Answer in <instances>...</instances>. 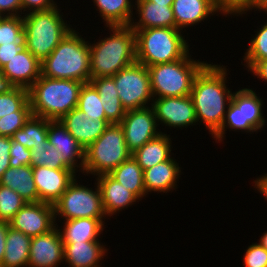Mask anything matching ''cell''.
Returning a JSON list of instances; mask_svg holds the SVG:
<instances>
[{
	"instance_id": "obj_29",
	"label": "cell",
	"mask_w": 267,
	"mask_h": 267,
	"mask_svg": "<svg viewBox=\"0 0 267 267\" xmlns=\"http://www.w3.org/2000/svg\"><path fill=\"white\" fill-rule=\"evenodd\" d=\"M31 237L9 227L5 254L0 267H28Z\"/></svg>"
},
{
	"instance_id": "obj_16",
	"label": "cell",
	"mask_w": 267,
	"mask_h": 267,
	"mask_svg": "<svg viewBox=\"0 0 267 267\" xmlns=\"http://www.w3.org/2000/svg\"><path fill=\"white\" fill-rule=\"evenodd\" d=\"M60 121L84 150L111 124L106 116L87 115L77 107L64 115Z\"/></svg>"
},
{
	"instance_id": "obj_17",
	"label": "cell",
	"mask_w": 267,
	"mask_h": 267,
	"mask_svg": "<svg viewBox=\"0 0 267 267\" xmlns=\"http://www.w3.org/2000/svg\"><path fill=\"white\" fill-rule=\"evenodd\" d=\"M47 139L58 153L62 152V162L68 169L83 172L85 150L60 120H48Z\"/></svg>"
},
{
	"instance_id": "obj_22",
	"label": "cell",
	"mask_w": 267,
	"mask_h": 267,
	"mask_svg": "<svg viewBox=\"0 0 267 267\" xmlns=\"http://www.w3.org/2000/svg\"><path fill=\"white\" fill-rule=\"evenodd\" d=\"M135 14L138 18L130 23V27L136 31L147 28H176L172 6H165L144 0H135ZM138 20V21H136Z\"/></svg>"
},
{
	"instance_id": "obj_53",
	"label": "cell",
	"mask_w": 267,
	"mask_h": 267,
	"mask_svg": "<svg viewBox=\"0 0 267 267\" xmlns=\"http://www.w3.org/2000/svg\"><path fill=\"white\" fill-rule=\"evenodd\" d=\"M259 240V243L267 250V231L262 234Z\"/></svg>"
},
{
	"instance_id": "obj_19",
	"label": "cell",
	"mask_w": 267,
	"mask_h": 267,
	"mask_svg": "<svg viewBox=\"0 0 267 267\" xmlns=\"http://www.w3.org/2000/svg\"><path fill=\"white\" fill-rule=\"evenodd\" d=\"M1 70L15 87L29 89L41 75V62L24 47Z\"/></svg>"
},
{
	"instance_id": "obj_15",
	"label": "cell",
	"mask_w": 267,
	"mask_h": 267,
	"mask_svg": "<svg viewBox=\"0 0 267 267\" xmlns=\"http://www.w3.org/2000/svg\"><path fill=\"white\" fill-rule=\"evenodd\" d=\"M76 175L70 169L33 167V180L36 184L39 202L54 205L77 177Z\"/></svg>"
},
{
	"instance_id": "obj_48",
	"label": "cell",
	"mask_w": 267,
	"mask_h": 267,
	"mask_svg": "<svg viewBox=\"0 0 267 267\" xmlns=\"http://www.w3.org/2000/svg\"><path fill=\"white\" fill-rule=\"evenodd\" d=\"M10 227V222L0 221V266L5 254L7 231Z\"/></svg>"
},
{
	"instance_id": "obj_2",
	"label": "cell",
	"mask_w": 267,
	"mask_h": 267,
	"mask_svg": "<svg viewBox=\"0 0 267 267\" xmlns=\"http://www.w3.org/2000/svg\"><path fill=\"white\" fill-rule=\"evenodd\" d=\"M108 37L90 43V74L92 78L114 76L136 62V36L130 26H106Z\"/></svg>"
},
{
	"instance_id": "obj_32",
	"label": "cell",
	"mask_w": 267,
	"mask_h": 267,
	"mask_svg": "<svg viewBox=\"0 0 267 267\" xmlns=\"http://www.w3.org/2000/svg\"><path fill=\"white\" fill-rule=\"evenodd\" d=\"M47 134L48 119L31 115L22 129L11 136V140L31 150L33 147L46 146Z\"/></svg>"
},
{
	"instance_id": "obj_14",
	"label": "cell",
	"mask_w": 267,
	"mask_h": 267,
	"mask_svg": "<svg viewBox=\"0 0 267 267\" xmlns=\"http://www.w3.org/2000/svg\"><path fill=\"white\" fill-rule=\"evenodd\" d=\"M56 222L53 205L26 203L10 221V227L32 238L49 232L57 225Z\"/></svg>"
},
{
	"instance_id": "obj_6",
	"label": "cell",
	"mask_w": 267,
	"mask_h": 267,
	"mask_svg": "<svg viewBox=\"0 0 267 267\" xmlns=\"http://www.w3.org/2000/svg\"><path fill=\"white\" fill-rule=\"evenodd\" d=\"M183 34L177 28L136 30V61L150 67L184 58L190 46Z\"/></svg>"
},
{
	"instance_id": "obj_47",
	"label": "cell",
	"mask_w": 267,
	"mask_h": 267,
	"mask_svg": "<svg viewBox=\"0 0 267 267\" xmlns=\"http://www.w3.org/2000/svg\"><path fill=\"white\" fill-rule=\"evenodd\" d=\"M248 72L253 73L260 80L267 82V59L257 61Z\"/></svg>"
},
{
	"instance_id": "obj_4",
	"label": "cell",
	"mask_w": 267,
	"mask_h": 267,
	"mask_svg": "<svg viewBox=\"0 0 267 267\" xmlns=\"http://www.w3.org/2000/svg\"><path fill=\"white\" fill-rule=\"evenodd\" d=\"M83 82L54 79L40 75L28 89L32 115L48 120H60L78 106Z\"/></svg>"
},
{
	"instance_id": "obj_28",
	"label": "cell",
	"mask_w": 267,
	"mask_h": 267,
	"mask_svg": "<svg viewBox=\"0 0 267 267\" xmlns=\"http://www.w3.org/2000/svg\"><path fill=\"white\" fill-rule=\"evenodd\" d=\"M90 82L99 92L106 119L111 124L120 123L125 116L126 110L123 108L122 102L119 99L113 77L92 78Z\"/></svg>"
},
{
	"instance_id": "obj_11",
	"label": "cell",
	"mask_w": 267,
	"mask_h": 267,
	"mask_svg": "<svg viewBox=\"0 0 267 267\" xmlns=\"http://www.w3.org/2000/svg\"><path fill=\"white\" fill-rule=\"evenodd\" d=\"M112 77L126 111L146 108L152 104L154 97L149 71L145 65L136 61Z\"/></svg>"
},
{
	"instance_id": "obj_39",
	"label": "cell",
	"mask_w": 267,
	"mask_h": 267,
	"mask_svg": "<svg viewBox=\"0 0 267 267\" xmlns=\"http://www.w3.org/2000/svg\"><path fill=\"white\" fill-rule=\"evenodd\" d=\"M32 112H15V115H5L0 118V136L11 137L22 129Z\"/></svg>"
},
{
	"instance_id": "obj_41",
	"label": "cell",
	"mask_w": 267,
	"mask_h": 267,
	"mask_svg": "<svg viewBox=\"0 0 267 267\" xmlns=\"http://www.w3.org/2000/svg\"><path fill=\"white\" fill-rule=\"evenodd\" d=\"M245 251V267H267V250L259 242L252 243Z\"/></svg>"
},
{
	"instance_id": "obj_37",
	"label": "cell",
	"mask_w": 267,
	"mask_h": 267,
	"mask_svg": "<svg viewBox=\"0 0 267 267\" xmlns=\"http://www.w3.org/2000/svg\"><path fill=\"white\" fill-rule=\"evenodd\" d=\"M26 203L17 192L0 185V221L10 222Z\"/></svg>"
},
{
	"instance_id": "obj_18",
	"label": "cell",
	"mask_w": 267,
	"mask_h": 267,
	"mask_svg": "<svg viewBox=\"0 0 267 267\" xmlns=\"http://www.w3.org/2000/svg\"><path fill=\"white\" fill-rule=\"evenodd\" d=\"M64 244L56 225L47 233L31 238L28 267H58L64 262Z\"/></svg>"
},
{
	"instance_id": "obj_9",
	"label": "cell",
	"mask_w": 267,
	"mask_h": 267,
	"mask_svg": "<svg viewBox=\"0 0 267 267\" xmlns=\"http://www.w3.org/2000/svg\"><path fill=\"white\" fill-rule=\"evenodd\" d=\"M263 101L252 88H242L233 92L221 128L212 136L215 142L220 143L224 140L227 128L250 134H257L262 130L267 125V119L264 118L266 116H263L262 111L265 103Z\"/></svg>"
},
{
	"instance_id": "obj_21",
	"label": "cell",
	"mask_w": 267,
	"mask_h": 267,
	"mask_svg": "<svg viewBox=\"0 0 267 267\" xmlns=\"http://www.w3.org/2000/svg\"><path fill=\"white\" fill-rule=\"evenodd\" d=\"M170 159L145 169L143 172L146 195L152 192L169 193L177 189L178 178L181 177V168L176 159Z\"/></svg>"
},
{
	"instance_id": "obj_7",
	"label": "cell",
	"mask_w": 267,
	"mask_h": 267,
	"mask_svg": "<svg viewBox=\"0 0 267 267\" xmlns=\"http://www.w3.org/2000/svg\"><path fill=\"white\" fill-rule=\"evenodd\" d=\"M191 57L188 53L177 61L147 67L154 98L181 97L191 94L196 75L207 64Z\"/></svg>"
},
{
	"instance_id": "obj_43",
	"label": "cell",
	"mask_w": 267,
	"mask_h": 267,
	"mask_svg": "<svg viewBox=\"0 0 267 267\" xmlns=\"http://www.w3.org/2000/svg\"><path fill=\"white\" fill-rule=\"evenodd\" d=\"M54 0H21L22 14L33 11H46L58 6Z\"/></svg>"
},
{
	"instance_id": "obj_23",
	"label": "cell",
	"mask_w": 267,
	"mask_h": 267,
	"mask_svg": "<svg viewBox=\"0 0 267 267\" xmlns=\"http://www.w3.org/2000/svg\"><path fill=\"white\" fill-rule=\"evenodd\" d=\"M172 10L176 28L182 31L185 27L197 25L207 21L210 16L220 14L212 0H174Z\"/></svg>"
},
{
	"instance_id": "obj_36",
	"label": "cell",
	"mask_w": 267,
	"mask_h": 267,
	"mask_svg": "<svg viewBox=\"0 0 267 267\" xmlns=\"http://www.w3.org/2000/svg\"><path fill=\"white\" fill-rule=\"evenodd\" d=\"M77 108L87 115L105 116L99 92L91 82L83 83L79 92Z\"/></svg>"
},
{
	"instance_id": "obj_50",
	"label": "cell",
	"mask_w": 267,
	"mask_h": 267,
	"mask_svg": "<svg viewBox=\"0 0 267 267\" xmlns=\"http://www.w3.org/2000/svg\"><path fill=\"white\" fill-rule=\"evenodd\" d=\"M259 11V13L262 11L267 14V0H252L249 6V12L252 11Z\"/></svg>"
},
{
	"instance_id": "obj_45",
	"label": "cell",
	"mask_w": 267,
	"mask_h": 267,
	"mask_svg": "<svg viewBox=\"0 0 267 267\" xmlns=\"http://www.w3.org/2000/svg\"><path fill=\"white\" fill-rule=\"evenodd\" d=\"M11 144V137L0 136V178L10 167L9 160Z\"/></svg>"
},
{
	"instance_id": "obj_40",
	"label": "cell",
	"mask_w": 267,
	"mask_h": 267,
	"mask_svg": "<svg viewBox=\"0 0 267 267\" xmlns=\"http://www.w3.org/2000/svg\"><path fill=\"white\" fill-rule=\"evenodd\" d=\"M215 9L225 17L242 16L249 12V6L252 0H212Z\"/></svg>"
},
{
	"instance_id": "obj_5",
	"label": "cell",
	"mask_w": 267,
	"mask_h": 267,
	"mask_svg": "<svg viewBox=\"0 0 267 267\" xmlns=\"http://www.w3.org/2000/svg\"><path fill=\"white\" fill-rule=\"evenodd\" d=\"M58 6L46 11H33L23 15L24 46L43 62L64 37L72 25L63 19ZM65 20V21H64Z\"/></svg>"
},
{
	"instance_id": "obj_3",
	"label": "cell",
	"mask_w": 267,
	"mask_h": 267,
	"mask_svg": "<svg viewBox=\"0 0 267 267\" xmlns=\"http://www.w3.org/2000/svg\"><path fill=\"white\" fill-rule=\"evenodd\" d=\"M41 75L54 79L90 82L89 41H86L77 30L70 31L41 62Z\"/></svg>"
},
{
	"instance_id": "obj_46",
	"label": "cell",
	"mask_w": 267,
	"mask_h": 267,
	"mask_svg": "<svg viewBox=\"0 0 267 267\" xmlns=\"http://www.w3.org/2000/svg\"><path fill=\"white\" fill-rule=\"evenodd\" d=\"M21 0H0V17L21 16Z\"/></svg>"
},
{
	"instance_id": "obj_38",
	"label": "cell",
	"mask_w": 267,
	"mask_h": 267,
	"mask_svg": "<svg viewBox=\"0 0 267 267\" xmlns=\"http://www.w3.org/2000/svg\"><path fill=\"white\" fill-rule=\"evenodd\" d=\"M24 42L23 16L0 17V45Z\"/></svg>"
},
{
	"instance_id": "obj_12",
	"label": "cell",
	"mask_w": 267,
	"mask_h": 267,
	"mask_svg": "<svg viewBox=\"0 0 267 267\" xmlns=\"http://www.w3.org/2000/svg\"><path fill=\"white\" fill-rule=\"evenodd\" d=\"M119 124L123 128L126 145L131 153L162 133L151 106L126 111Z\"/></svg>"
},
{
	"instance_id": "obj_30",
	"label": "cell",
	"mask_w": 267,
	"mask_h": 267,
	"mask_svg": "<svg viewBox=\"0 0 267 267\" xmlns=\"http://www.w3.org/2000/svg\"><path fill=\"white\" fill-rule=\"evenodd\" d=\"M133 2L134 0H93L105 26H129L135 18Z\"/></svg>"
},
{
	"instance_id": "obj_25",
	"label": "cell",
	"mask_w": 267,
	"mask_h": 267,
	"mask_svg": "<svg viewBox=\"0 0 267 267\" xmlns=\"http://www.w3.org/2000/svg\"><path fill=\"white\" fill-rule=\"evenodd\" d=\"M104 219V221H103ZM106 218H77L63 220L59 228L63 243L100 241Z\"/></svg>"
},
{
	"instance_id": "obj_1",
	"label": "cell",
	"mask_w": 267,
	"mask_h": 267,
	"mask_svg": "<svg viewBox=\"0 0 267 267\" xmlns=\"http://www.w3.org/2000/svg\"><path fill=\"white\" fill-rule=\"evenodd\" d=\"M226 69L223 64L207 63L196 75L190 94L197 125L203 123L211 136L221 128L233 95L226 85L229 71Z\"/></svg>"
},
{
	"instance_id": "obj_13",
	"label": "cell",
	"mask_w": 267,
	"mask_h": 267,
	"mask_svg": "<svg viewBox=\"0 0 267 267\" xmlns=\"http://www.w3.org/2000/svg\"><path fill=\"white\" fill-rule=\"evenodd\" d=\"M151 107L158 126L162 124L170 129H187L190 125L194 126L197 123L194 103L190 95L154 98Z\"/></svg>"
},
{
	"instance_id": "obj_24",
	"label": "cell",
	"mask_w": 267,
	"mask_h": 267,
	"mask_svg": "<svg viewBox=\"0 0 267 267\" xmlns=\"http://www.w3.org/2000/svg\"><path fill=\"white\" fill-rule=\"evenodd\" d=\"M64 244V261L68 267H101V260L108 252L101 241Z\"/></svg>"
},
{
	"instance_id": "obj_8",
	"label": "cell",
	"mask_w": 267,
	"mask_h": 267,
	"mask_svg": "<svg viewBox=\"0 0 267 267\" xmlns=\"http://www.w3.org/2000/svg\"><path fill=\"white\" fill-rule=\"evenodd\" d=\"M132 156L119 123L109 124L105 131L85 149L83 175L109 174Z\"/></svg>"
},
{
	"instance_id": "obj_34",
	"label": "cell",
	"mask_w": 267,
	"mask_h": 267,
	"mask_svg": "<svg viewBox=\"0 0 267 267\" xmlns=\"http://www.w3.org/2000/svg\"><path fill=\"white\" fill-rule=\"evenodd\" d=\"M62 152L46 140V146L33 147L31 149L30 165L32 167L44 166L50 169H68L62 162Z\"/></svg>"
},
{
	"instance_id": "obj_42",
	"label": "cell",
	"mask_w": 267,
	"mask_h": 267,
	"mask_svg": "<svg viewBox=\"0 0 267 267\" xmlns=\"http://www.w3.org/2000/svg\"><path fill=\"white\" fill-rule=\"evenodd\" d=\"M31 150L24 147L17 141H12L10 148V167H20L30 165Z\"/></svg>"
},
{
	"instance_id": "obj_44",
	"label": "cell",
	"mask_w": 267,
	"mask_h": 267,
	"mask_svg": "<svg viewBox=\"0 0 267 267\" xmlns=\"http://www.w3.org/2000/svg\"><path fill=\"white\" fill-rule=\"evenodd\" d=\"M24 42L0 45V69L24 48Z\"/></svg>"
},
{
	"instance_id": "obj_26",
	"label": "cell",
	"mask_w": 267,
	"mask_h": 267,
	"mask_svg": "<svg viewBox=\"0 0 267 267\" xmlns=\"http://www.w3.org/2000/svg\"><path fill=\"white\" fill-rule=\"evenodd\" d=\"M0 185L14 190L27 203L39 202L36 184L33 180V167L31 165L9 167L1 176Z\"/></svg>"
},
{
	"instance_id": "obj_10",
	"label": "cell",
	"mask_w": 267,
	"mask_h": 267,
	"mask_svg": "<svg viewBox=\"0 0 267 267\" xmlns=\"http://www.w3.org/2000/svg\"><path fill=\"white\" fill-rule=\"evenodd\" d=\"M94 185H96L95 189L78 184L76 177L53 205L55 221L57 218L58 220L105 218L107 215L102 205L101 193L96 181Z\"/></svg>"
},
{
	"instance_id": "obj_20",
	"label": "cell",
	"mask_w": 267,
	"mask_h": 267,
	"mask_svg": "<svg viewBox=\"0 0 267 267\" xmlns=\"http://www.w3.org/2000/svg\"><path fill=\"white\" fill-rule=\"evenodd\" d=\"M95 181L101 193L102 205L105 214L111 217L116 213L127 209L133 203L141 201L133 192L125 188L109 174H101L95 177Z\"/></svg>"
},
{
	"instance_id": "obj_31",
	"label": "cell",
	"mask_w": 267,
	"mask_h": 267,
	"mask_svg": "<svg viewBox=\"0 0 267 267\" xmlns=\"http://www.w3.org/2000/svg\"><path fill=\"white\" fill-rule=\"evenodd\" d=\"M143 172V169L131 156L112 170L109 175L142 200L146 197Z\"/></svg>"
},
{
	"instance_id": "obj_51",
	"label": "cell",
	"mask_w": 267,
	"mask_h": 267,
	"mask_svg": "<svg viewBox=\"0 0 267 267\" xmlns=\"http://www.w3.org/2000/svg\"><path fill=\"white\" fill-rule=\"evenodd\" d=\"M14 87L15 86L7 78H5V75L0 69V93H8Z\"/></svg>"
},
{
	"instance_id": "obj_33",
	"label": "cell",
	"mask_w": 267,
	"mask_h": 267,
	"mask_svg": "<svg viewBox=\"0 0 267 267\" xmlns=\"http://www.w3.org/2000/svg\"><path fill=\"white\" fill-rule=\"evenodd\" d=\"M15 112H32L28 89L14 87L8 93H0V118Z\"/></svg>"
},
{
	"instance_id": "obj_49",
	"label": "cell",
	"mask_w": 267,
	"mask_h": 267,
	"mask_svg": "<svg viewBox=\"0 0 267 267\" xmlns=\"http://www.w3.org/2000/svg\"><path fill=\"white\" fill-rule=\"evenodd\" d=\"M261 175L257 179H255L252 183L254 184L255 190L257 189L260 194H262L267 200V174Z\"/></svg>"
},
{
	"instance_id": "obj_52",
	"label": "cell",
	"mask_w": 267,
	"mask_h": 267,
	"mask_svg": "<svg viewBox=\"0 0 267 267\" xmlns=\"http://www.w3.org/2000/svg\"><path fill=\"white\" fill-rule=\"evenodd\" d=\"M144 1H149V2H153V3L165 5V6H172L174 0H144Z\"/></svg>"
},
{
	"instance_id": "obj_35",
	"label": "cell",
	"mask_w": 267,
	"mask_h": 267,
	"mask_svg": "<svg viewBox=\"0 0 267 267\" xmlns=\"http://www.w3.org/2000/svg\"><path fill=\"white\" fill-rule=\"evenodd\" d=\"M255 32L243 56L244 64L242 65L246 67V70L247 68L249 70L257 61L267 59V21Z\"/></svg>"
},
{
	"instance_id": "obj_27",
	"label": "cell",
	"mask_w": 267,
	"mask_h": 267,
	"mask_svg": "<svg viewBox=\"0 0 267 267\" xmlns=\"http://www.w3.org/2000/svg\"><path fill=\"white\" fill-rule=\"evenodd\" d=\"M172 138L166 133H160L157 137L145 143L141 148L132 153L133 158L143 169L151 168L171 158Z\"/></svg>"
}]
</instances>
